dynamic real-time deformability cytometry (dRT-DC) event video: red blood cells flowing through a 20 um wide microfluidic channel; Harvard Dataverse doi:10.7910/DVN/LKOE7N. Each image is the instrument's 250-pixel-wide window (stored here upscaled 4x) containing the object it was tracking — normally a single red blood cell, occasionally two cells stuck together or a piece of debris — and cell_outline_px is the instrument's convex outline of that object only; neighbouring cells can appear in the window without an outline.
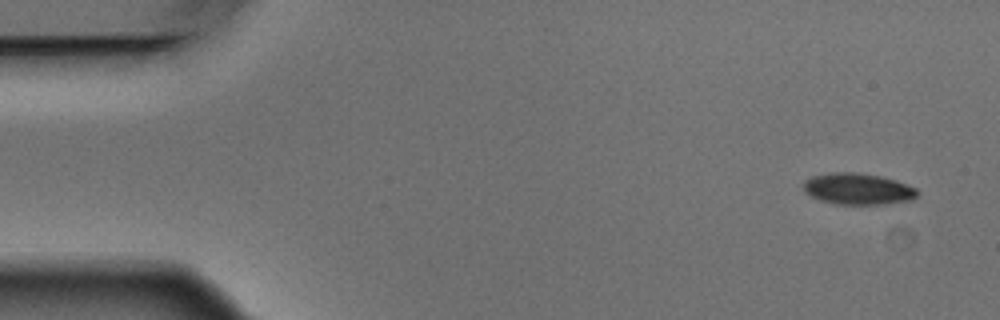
{"species": "Egyptian fruit bat (a non-hibernating species)", "species_latin": "Rousettus aegyptiacus", "temperature_condition": "warm", "stored_images_in_passage": 9, "camera_frame_rate_fps": 3000, "um_per_image_px": 0.085, "animal": {"sex": "male"}, "frame": {"image": 1, "passage_image": 1, "time_ms": 0.0, "image_size_px": [1000, 320], "cell_outline_px": [[920, 192], [916, 196], [908, 200], [884, 204], [836, 204], [820, 200], [804, 192], [804, 180], [812, 176], [832, 172], [856, 172], [880, 176], [896, 180], [916, 188]], "centroid_in_image_um": [72.91, 16.05], "position_along_channel_um": 12.1, "area_um2": 20.75}}
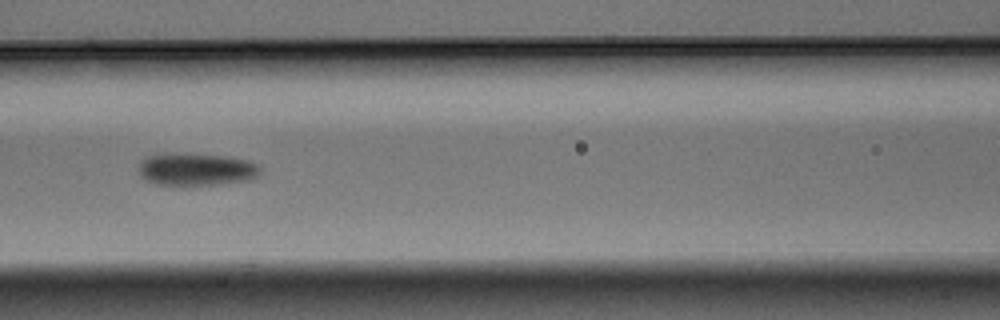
{"frame": {"image": 2, "passage_image": 7, "time_ms": 2.0, "image_size_px": [1000, 320], "cell_outline_px": [[260, 172], [252, 180], [224, 184], [192, 188], [156, 184], [144, 180], [140, 176], [140, 160], [144, 156], [164, 152], [168, 152], [228, 156], [248, 160], [260, 164]], "centroid_in_image_um": [16.66, 14.42], "position_along_channel_um": 149.9, "area_um2": 24.45}}
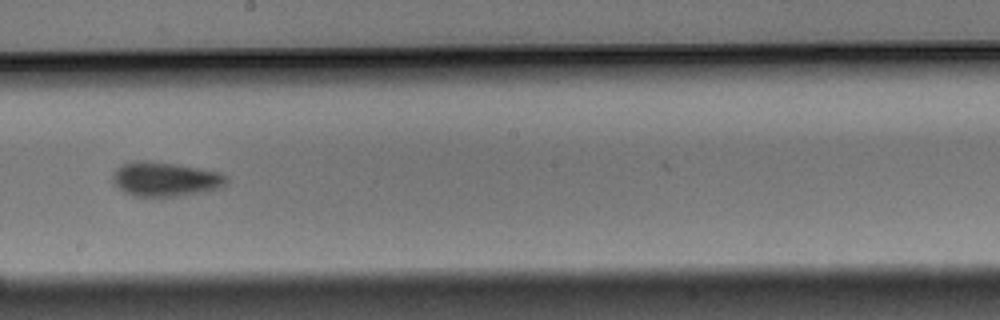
{"frame": {"image": 3, "passage_image": 9, "time_ms": 2.667, "image_size_px": [1000, 320], "cell_outline_px": [[228, 180], [224, 188], [208, 192], [176, 196], [132, 196], [124, 192], [112, 184], [112, 172], [120, 164], [132, 160], [148, 160], [176, 164], [200, 168], [220, 172], [228, 176]], "centroid_in_image_um": [14.05, 15.22], "position_along_channel_um": 234.2, "area_um2": 23.52}}